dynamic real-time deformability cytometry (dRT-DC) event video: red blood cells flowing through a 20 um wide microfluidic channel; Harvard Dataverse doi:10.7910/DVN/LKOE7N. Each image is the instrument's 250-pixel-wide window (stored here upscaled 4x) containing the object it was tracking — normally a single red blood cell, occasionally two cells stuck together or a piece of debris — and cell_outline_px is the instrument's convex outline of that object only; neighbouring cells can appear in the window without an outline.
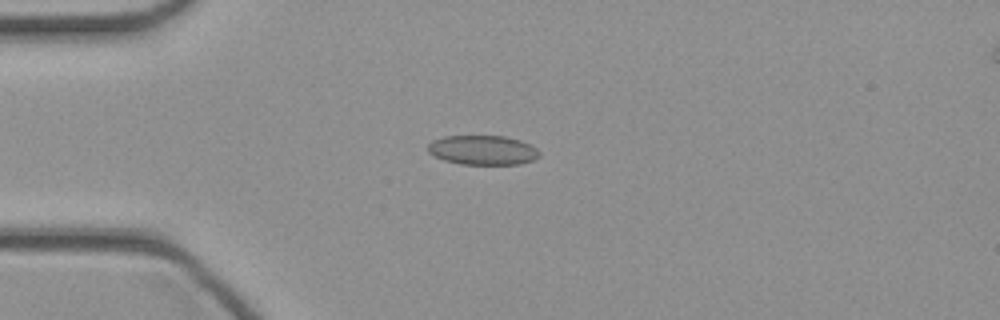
{"species": "common noctule bat (a hibernating species)", "species_latin": "Nyctalus noctula", "temperature_condition": "cold", "stored_images_in_passage": 45, "camera_frame_rate_fps": 3000, "um_per_image_px": 0.085, "animal": {"sex": "female", "body_mass_g": 21.9}, "frame": {"image": 1, "passage_image": 11, "time_ms": 3.333, "image_size_px": [1000, 320], "cell_outline_px": [[540, 156], [532, 160], [520, 164], [460, 164], [444, 160], [428, 152], [428, 144], [432, 140], [444, 136], [504, 136], [520, 140], [536, 148], [540, 152]], "centroid_in_image_um": [41.03, 12.75], "position_along_channel_um": 44.0, "area_um2": 19.07}}
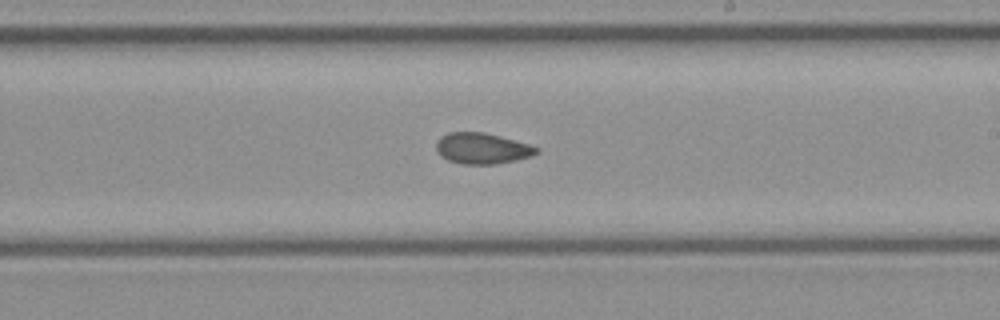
{"frame": {"image": 2, "passage_image": 26, "time_ms": 8.333, "image_size_px": [1000, 320], "cell_outline_px": [[540, 152], [532, 156], [516, 160], [496, 164], [464, 164], [448, 160], [440, 156], [436, 152], [436, 140], [440, 136], [448, 132], [484, 132], [500, 136], [528, 144], [540, 148]], "centroid_in_image_um": [40.96, 12.61], "position_along_channel_um": 248.0, "area_um2": 18.26}}
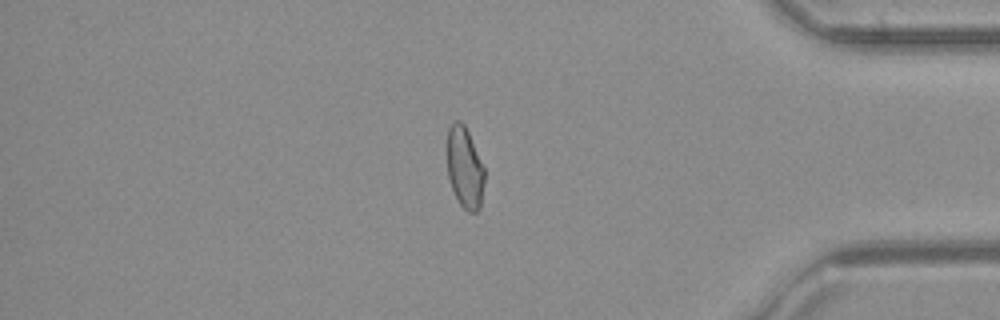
{"frame": {"image": 3, "passage_image": 38, "time_ms": 12.333, "image_size_px": [1000, 320], "cell_outline_px": [[484, 184], [480, 208], [476, 212], [468, 212], [460, 204], [452, 188], [448, 176], [448, 128], [456, 120], [460, 120], [464, 124], [468, 132], [484, 168]], "centroid_in_image_um": [39.51, 14.27], "position_along_channel_um": 395.7, "area_um2": 17.4}}